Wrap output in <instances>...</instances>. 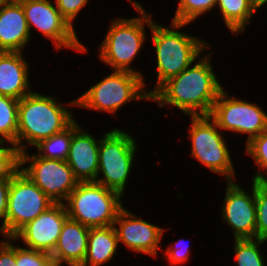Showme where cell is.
<instances>
[{
	"mask_svg": "<svg viewBox=\"0 0 267 266\" xmlns=\"http://www.w3.org/2000/svg\"><path fill=\"white\" fill-rule=\"evenodd\" d=\"M201 55L190 66L163 83L151 100L159 107L175 106L186 116H209L224 89L211 65L212 52Z\"/></svg>",
	"mask_w": 267,
	"mask_h": 266,
	"instance_id": "1",
	"label": "cell"
},
{
	"mask_svg": "<svg viewBox=\"0 0 267 266\" xmlns=\"http://www.w3.org/2000/svg\"><path fill=\"white\" fill-rule=\"evenodd\" d=\"M67 105L76 106V99L62 104L56 96L42 95L34 90L20 99L17 129L19 151H26L29 145L35 147L42 140L67 129L76 120Z\"/></svg>",
	"mask_w": 267,
	"mask_h": 266,
	"instance_id": "2",
	"label": "cell"
},
{
	"mask_svg": "<svg viewBox=\"0 0 267 266\" xmlns=\"http://www.w3.org/2000/svg\"><path fill=\"white\" fill-rule=\"evenodd\" d=\"M188 23L171 22L169 27L153 21L149 27L151 31V42L155 47L157 79L153 89L147 91L151 96L163 83L177 76L190 66L211 45L198 36L179 32ZM179 29V30H178Z\"/></svg>",
	"mask_w": 267,
	"mask_h": 266,
	"instance_id": "3",
	"label": "cell"
},
{
	"mask_svg": "<svg viewBox=\"0 0 267 266\" xmlns=\"http://www.w3.org/2000/svg\"><path fill=\"white\" fill-rule=\"evenodd\" d=\"M140 16L112 19L107 34L99 46V59L113 70L129 71L144 79V75L130 67L143 48L148 28L152 25V14L147 13L140 2L127 0ZM146 32V33H145Z\"/></svg>",
	"mask_w": 267,
	"mask_h": 266,
	"instance_id": "4",
	"label": "cell"
},
{
	"mask_svg": "<svg viewBox=\"0 0 267 266\" xmlns=\"http://www.w3.org/2000/svg\"><path fill=\"white\" fill-rule=\"evenodd\" d=\"M123 196L95 181L78 182L64 202L68 218L89 228L114 224L123 206Z\"/></svg>",
	"mask_w": 267,
	"mask_h": 266,
	"instance_id": "5",
	"label": "cell"
},
{
	"mask_svg": "<svg viewBox=\"0 0 267 266\" xmlns=\"http://www.w3.org/2000/svg\"><path fill=\"white\" fill-rule=\"evenodd\" d=\"M144 80L129 71L112 70L110 75L77 97L76 106L116 115L117 110L131 101L151 100Z\"/></svg>",
	"mask_w": 267,
	"mask_h": 266,
	"instance_id": "6",
	"label": "cell"
},
{
	"mask_svg": "<svg viewBox=\"0 0 267 266\" xmlns=\"http://www.w3.org/2000/svg\"><path fill=\"white\" fill-rule=\"evenodd\" d=\"M102 137L99 143V168L95 182L119 192L124 197L127 180L138 151L136 139L122 128L111 129Z\"/></svg>",
	"mask_w": 267,
	"mask_h": 266,
	"instance_id": "7",
	"label": "cell"
},
{
	"mask_svg": "<svg viewBox=\"0 0 267 266\" xmlns=\"http://www.w3.org/2000/svg\"><path fill=\"white\" fill-rule=\"evenodd\" d=\"M191 156L211 172L234 181L235 169L222 131L209 116H191ZM220 130V132H219Z\"/></svg>",
	"mask_w": 267,
	"mask_h": 266,
	"instance_id": "8",
	"label": "cell"
},
{
	"mask_svg": "<svg viewBox=\"0 0 267 266\" xmlns=\"http://www.w3.org/2000/svg\"><path fill=\"white\" fill-rule=\"evenodd\" d=\"M256 104L231 97L223 89L213 104L209 117L220 130L248 135L247 144L267 129V113Z\"/></svg>",
	"mask_w": 267,
	"mask_h": 266,
	"instance_id": "9",
	"label": "cell"
},
{
	"mask_svg": "<svg viewBox=\"0 0 267 266\" xmlns=\"http://www.w3.org/2000/svg\"><path fill=\"white\" fill-rule=\"evenodd\" d=\"M54 203L22 171H19L10 181L5 237L12 238L22 227Z\"/></svg>",
	"mask_w": 267,
	"mask_h": 266,
	"instance_id": "10",
	"label": "cell"
},
{
	"mask_svg": "<svg viewBox=\"0 0 267 266\" xmlns=\"http://www.w3.org/2000/svg\"><path fill=\"white\" fill-rule=\"evenodd\" d=\"M20 171L55 203H64L79 182L66 160L46 159L37 153L21 152Z\"/></svg>",
	"mask_w": 267,
	"mask_h": 266,
	"instance_id": "11",
	"label": "cell"
},
{
	"mask_svg": "<svg viewBox=\"0 0 267 266\" xmlns=\"http://www.w3.org/2000/svg\"><path fill=\"white\" fill-rule=\"evenodd\" d=\"M31 34L32 26L54 44L55 49H71L87 52V48L78 40L76 30L61 16L51 0H18ZM64 47V48H63Z\"/></svg>",
	"mask_w": 267,
	"mask_h": 266,
	"instance_id": "12",
	"label": "cell"
},
{
	"mask_svg": "<svg viewBox=\"0 0 267 266\" xmlns=\"http://www.w3.org/2000/svg\"><path fill=\"white\" fill-rule=\"evenodd\" d=\"M251 192L234 181H226L221 219L233 230L234 239H256L255 181Z\"/></svg>",
	"mask_w": 267,
	"mask_h": 266,
	"instance_id": "13",
	"label": "cell"
},
{
	"mask_svg": "<svg viewBox=\"0 0 267 266\" xmlns=\"http://www.w3.org/2000/svg\"><path fill=\"white\" fill-rule=\"evenodd\" d=\"M113 226L119 244L123 243L130 251L156 258L158 249H162L159 244L166 229L137 217L124 207L119 211Z\"/></svg>",
	"mask_w": 267,
	"mask_h": 266,
	"instance_id": "14",
	"label": "cell"
},
{
	"mask_svg": "<svg viewBox=\"0 0 267 266\" xmlns=\"http://www.w3.org/2000/svg\"><path fill=\"white\" fill-rule=\"evenodd\" d=\"M67 218L65 204L54 203L22 227L12 238L14 242L20 239L26 248L51 254L57 245L63 223Z\"/></svg>",
	"mask_w": 267,
	"mask_h": 266,
	"instance_id": "15",
	"label": "cell"
},
{
	"mask_svg": "<svg viewBox=\"0 0 267 266\" xmlns=\"http://www.w3.org/2000/svg\"><path fill=\"white\" fill-rule=\"evenodd\" d=\"M100 138L87 133L75 120L72 123V138L67 164L79 182L95 181L98 174Z\"/></svg>",
	"mask_w": 267,
	"mask_h": 266,
	"instance_id": "16",
	"label": "cell"
},
{
	"mask_svg": "<svg viewBox=\"0 0 267 266\" xmlns=\"http://www.w3.org/2000/svg\"><path fill=\"white\" fill-rule=\"evenodd\" d=\"M31 35L22 4L8 0L0 8V51L22 52Z\"/></svg>",
	"mask_w": 267,
	"mask_h": 266,
	"instance_id": "17",
	"label": "cell"
},
{
	"mask_svg": "<svg viewBox=\"0 0 267 266\" xmlns=\"http://www.w3.org/2000/svg\"><path fill=\"white\" fill-rule=\"evenodd\" d=\"M23 52L0 51V95L22 99L31 93L29 62Z\"/></svg>",
	"mask_w": 267,
	"mask_h": 266,
	"instance_id": "18",
	"label": "cell"
},
{
	"mask_svg": "<svg viewBox=\"0 0 267 266\" xmlns=\"http://www.w3.org/2000/svg\"><path fill=\"white\" fill-rule=\"evenodd\" d=\"M90 228L67 218L63 223L52 259L67 266H80L87 253Z\"/></svg>",
	"mask_w": 267,
	"mask_h": 266,
	"instance_id": "19",
	"label": "cell"
},
{
	"mask_svg": "<svg viewBox=\"0 0 267 266\" xmlns=\"http://www.w3.org/2000/svg\"><path fill=\"white\" fill-rule=\"evenodd\" d=\"M119 241L114 226L90 228L87 253L80 266H101L117 253Z\"/></svg>",
	"mask_w": 267,
	"mask_h": 266,
	"instance_id": "20",
	"label": "cell"
},
{
	"mask_svg": "<svg viewBox=\"0 0 267 266\" xmlns=\"http://www.w3.org/2000/svg\"><path fill=\"white\" fill-rule=\"evenodd\" d=\"M221 13L226 27L234 34L243 33L246 25L258 10L251 0H217L216 8Z\"/></svg>",
	"mask_w": 267,
	"mask_h": 266,
	"instance_id": "21",
	"label": "cell"
},
{
	"mask_svg": "<svg viewBox=\"0 0 267 266\" xmlns=\"http://www.w3.org/2000/svg\"><path fill=\"white\" fill-rule=\"evenodd\" d=\"M19 100L0 95V141L17 146Z\"/></svg>",
	"mask_w": 267,
	"mask_h": 266,
	"instance_id": "22",
	"label": "cell"
},
{
	"mask_svg": "<svg viewBox=\"0 0 267 266\" xmlns=\"http://www.w3.org/2000/svg\"><path fill=\"white\" fill-rule=\"evenodd\" d=\"M72 138V124L64 131L42 140L35 146L37 154L46 159L66 160Z\"/></svg>",
	"mask_w": 267,
	"mask_h": 266,
	"instance_id": "23",
	"label": "cell"
},
{
	"mask_svg": "<svg viewBox=\"0 0 267 266\" xmlns=\"http://www.w3.org/2000/svg\"><path fill=\"white\" fill-rule=\"evenodd\" d=\"M265 243L260 239H235L233 252L237 266H266L265 255L259 249Z\"/></svg>",
	"mask_w": 267,
	"mask_h": 266,
	"instance_id": "24",
	"label": "cell"
},
{
	"mask_svg": "<svg viewBox=\"0 0 267 266\" xmlns=\"http://www.w3.org/2000/svg\"><path fill=\"white\" fill-rule=\"evenodd\" d=\"M216 6L217 0H179L171 21L189 24L199 16L211 12Z\"/></svg>",
	"mask_w": 267,
	"mask_h": 266,
	"instance_id": "25",
	"label": "cell"
},
{
	"mask_svg": "<svg viewBox=\"0 0 267 266\" xmlns=\"http://www.w3.org/2000/svg\"><path fill=\"white\" fill-rule=\"evenodd\" d=\"M20 154L15 144L0 141V179H12L20 171Z\"/></svg>",
	"mask_w": 267,
	"mask_h": 266,
	"instance_id": "26",
	"label": "cell"
},
{
	"mask_svg": "<svg viewBox=\"0 0 267 266\" xmlns=\"http://www.w3.org/2000/svg\"><path fill=\"white\" fill-rule=\"evenodd\" d=\"M245 147V153L254 159V164L259 168L252 178L255 180L267 168V129L254 137Z\"/></svg>",
	"mask_w": 267,
	"mask_h": 266,
	"instance_id": "27",
	"label": "cell"
},
{
	"mask_svg": "<svg viewBox=\"0 0 267 266\" xmlns=\"http://www.w3.org/2000/svg\"><path fill=\"white\" fill-rule=\"evenodd\" d=\"M256 239L267 242V190L255 182Z\"/></svg>",
	"mask_w": 267,
	"mask_h": 266,
	"instance_id": "28",
	"label": "cell"
},
{
	"mask_svg": "<svg viewBox=\"0 0 267 266\" xmlns=\"http://www.w3.org/2000/svg\"><path fill=\"white\" fill-rule=\"evenodd\" d=\"M52 257L49 253L16 245V264L14 266H47Z\"/></svg>",
	"mask_w": 267,
	"mask_h": 266,
	"instance_id": "29",
	"label": "cell"
},
{
	"mask_svg": "<svg viewBox=\"0 0 267 266\" xmlns=\"http://www.w3.org/2000/svg\"><path fill=\"white\" fill-rule=\"evenodd\" d=\"M89 0H54L61 16L70 24L72 28L75 18L80 11L88 4Z\"/></svg>",
	"mask_w": 267,
	"mask_h": 266,
	"instance_id": "30",
	"label": "cell"
},
{
	"mask_svg": "<svg viewBox=\"0 0 267 266\" xmlns=\"http://www.w3.org/2000/svg\"><path fill=\"white\" fill-rule=\"evenodd\" d=\"M183 241L184 240L182 238L179 241H176L174 245L171 244L170 246L166 247V250H163L165 255L164 258L168 260V263L171 264V266H178L184 263L186 264V262L188 263L190 259V248L188 247L189 245H187L189 243L185 245V242L183 243Z\"/></svg>",
	"mask_w": 267,
	"mask_h": 266,
	"instance_id": "31",
	"label": "cell"
},
{
	"mask_svg": "<svg viewBox=\"0 0 267 266\" xmlns=\"http://www.w3.org/2000/svg\"><path fill=\"white\" fill-rule=\"evenodd\" d=\"M13 241L14 239L11 237H5V241L4 239L0 241V266H14L16 264V246Z\"/></svg>",
	"mask_w": 267,
	"mask_h": 266,
	"instance_id": "32",
	"label": "cell"
},
{
	"mask_svg": "<svg viewBox=\"0 0 267 266\" xmlns=\"http://www.w3.org/2000/svg\"><path fill=\"white\" fill-rule=\"evenodd\" d=\"M11 179H0V233L5 238V218L8 208V195Z\"/></svg>",
	"mask_w": 267,
	"mask_h": 266,
	"instance_id": "33",
	"label": "cell"
},
{
	"mask_svg": "<svg viewBox=\"0 0 267 266\" xmlns=\"http://www.w3.org/2000/svg\"><path fill=\"white\" fill-rule=\"evenodd\" d=\"M254 181L262 188L267 190V168ZM265 174V175H264Z\"/></svg>",
	"mask_w": 267,
	"mask_h": 266,
	"instance_id": "34",
	"label": "cell"
},
{
	"mask_svg": "<svg viewBox=\"0 0 267 266\" xmlns=\"http://www.w3.org/2000/svg\"><path fill=\"white\" fill-rule=\"evenodd\" d=\"M253 5L259 10L262 6L267 4V0H251Z\"/></svg>",
	"mask_w": 267,
	"mask_h": 266,
	"instance_id": "35",
	"label": "cell"
},
{
	"mask_svg": "<svg viewBox=\"0 0 267 266\" xmlns=\"http://www.w3.org/2000/svg\"><path fill=\"white\" fill-rule=\"evenodd\" d=\"M47 266H63V264H60V263L52 260Z\"/></svg>",
	"mask_w": 267,
	"mask_h": 266,
	"instance_id": "36",
	"label": "cell"
},
{
	"mask_svg": "<svg viewBox=\"0 0 267 266\" xmlns=\"http://www.w3.org/2000/svg\"><path fill=\"white\" fill-rule=\"evenodd\" d=\"M8 0H0V8L7 2Z\"/></svg>",
	"mask_w": 267,
	"mask_h": 266,
	"instance_id": "37",
	"label": "cell"
}]
</instances>
